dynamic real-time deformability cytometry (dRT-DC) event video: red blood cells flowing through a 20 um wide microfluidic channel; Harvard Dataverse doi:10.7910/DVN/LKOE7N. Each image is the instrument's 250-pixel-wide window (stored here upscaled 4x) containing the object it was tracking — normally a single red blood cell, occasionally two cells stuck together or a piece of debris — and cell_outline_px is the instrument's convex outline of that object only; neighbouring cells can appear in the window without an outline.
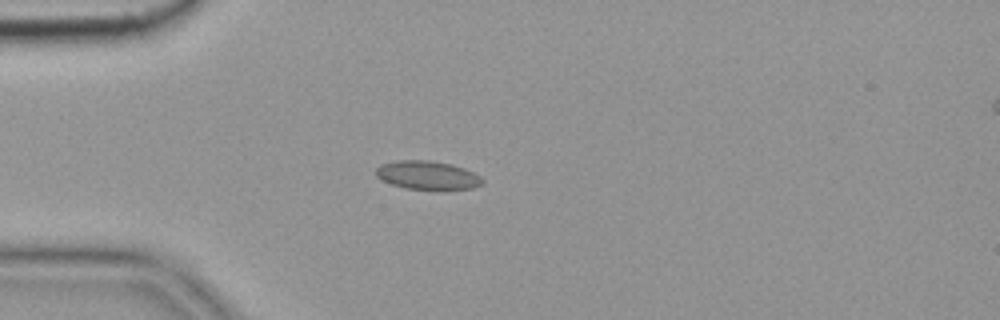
{"species": "common noctule bat (a hibernating species)", "species_latin": "Nyctalus noctula", "temperature_condition": "cold", "stored_images_in_passage": 8, "camera_frame_rate_fps": 3000, "um_per_image_px": 0.085, "animal": {"sex": "female", "body_mass_g": 19.9}, "frame": {"image": 1, "passage_image": 5, "time_ms": 1.333, "image_size_px": [1000, 320], "cell_outline_px": [[484, 184], [472, 188], [404, 188], [392, 184], [376, 176], [376, 168], [380, 164], [396, 160], [428, 160], [452, 164], [464, 168], [480, 176], [484, 180]], "centroid_in_image_um": [36.33, 14.86], "position_along_channel_um": 48.7, "area_um2": 17.4}}